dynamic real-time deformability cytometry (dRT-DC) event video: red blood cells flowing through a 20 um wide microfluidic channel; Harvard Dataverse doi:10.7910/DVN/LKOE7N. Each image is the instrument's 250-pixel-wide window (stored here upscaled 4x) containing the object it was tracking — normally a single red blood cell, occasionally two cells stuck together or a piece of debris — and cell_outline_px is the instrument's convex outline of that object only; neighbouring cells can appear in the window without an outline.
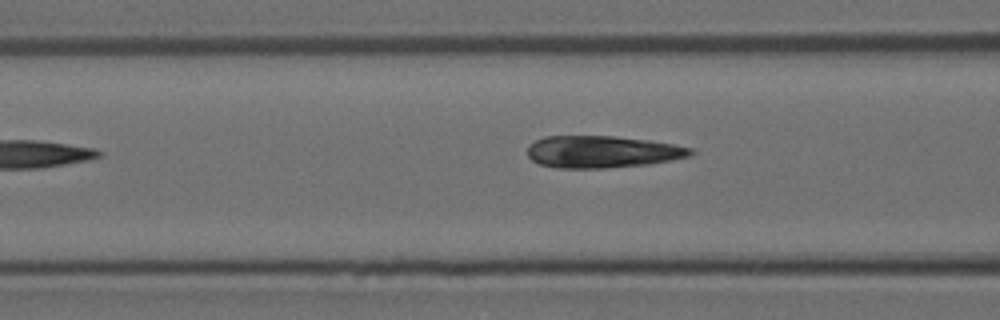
{"species": "Egyptian fruit bat (a non-hibernating species)", "species_latin": "Rousettus aegyptiacus", "temperature_condition": "room temperature", "stored_images_in_passage": 7, "camera_frame_rate_fps": 3000, "um_per_image_px": 0.085, "animal": {"sex": "female"}, "frame": {"image": 1, "passage_image": 3, "time_ms": 2.333, "image_size_px": [1000, 320], "cell_outline_px": [[696, 152], [692, 156], [672, 160], [648, 164], [604, 168], [556, 168], [540, 164], [532, 160], [528, 156], [528, 144], [544, 136], [612, 136], [648, 140], [672, 144], [692, 148]], "centroid_in_image_um": [51.19, 12.9], "position_along_channel_um": 115.4, "area_um2": 30.58}}
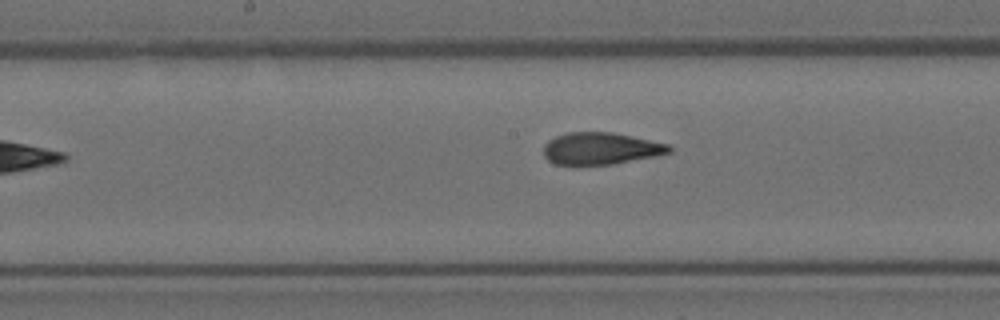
{"frame": {"image": 2, "passage_image": 6, "time_ms": 5.667, "image_size_px": [1000, 320], "cell_outline_px": [[672, 152], [612, 164], [556, 164], [548, 160], [544, 156], [544, 144], [548, 140], [556, 136], [568, 132], [612, 132], [632, 136], [668, 144], [672, 148]], "centroid_in_image_um": [51.04, 12.61], "position_along_channel_um": 197.2, "area_um2": 23.12}}